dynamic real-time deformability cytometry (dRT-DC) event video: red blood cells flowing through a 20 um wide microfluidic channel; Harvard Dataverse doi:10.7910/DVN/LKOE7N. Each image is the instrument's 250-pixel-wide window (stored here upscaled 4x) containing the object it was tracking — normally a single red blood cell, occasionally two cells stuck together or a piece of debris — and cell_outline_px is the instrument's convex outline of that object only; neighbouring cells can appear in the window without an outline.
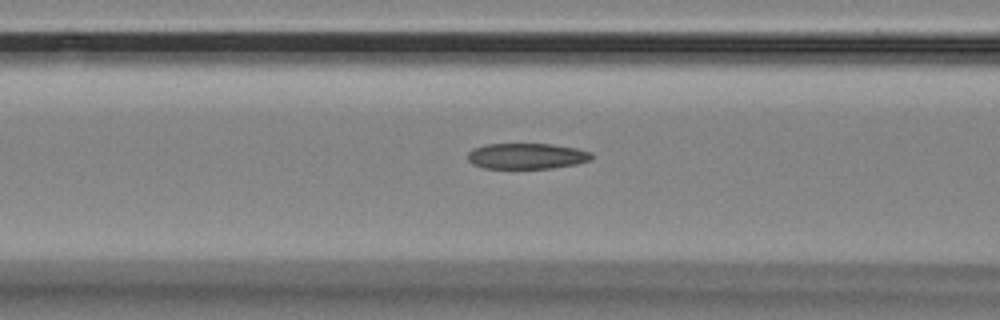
{"species": "Egyptian fruit bat (a non-hibernating species)", "species_latin": "Rousettus aegyptiacus", "temperature_condition": "room temperature", "stored_images_in_passage": 57, "camera_frame_rate_fps": 3000, "um_per_image_px": 0.085, "animal": {"sex": "female"}, "frame": {"image": 1, "passage_image": 23, "time_ms": 7.333, "image_size_px": [1000, 320], "cell_outline_px": [[592, 160], [576, 164], [552, 168], [484, 168], [472, 164], [468, 160], [468, 152], [472, 148], [484, 144], [552, 144], [576, 148], [592, 152]], "centroid_in_image_um": [44.76, 13.26], "position_along_channel_um": 121.8, "area_um2": 18.73}}
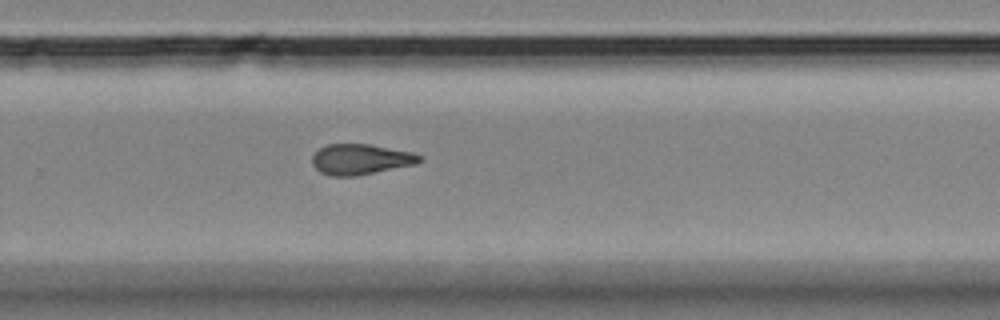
{"frame": {"image": 2, "passage_image": 38, "time_ms": 12.333, "image_size_px": [1000, 320], "cell_outline_px": [[424, 160], [416, 164], [352, 176], [328, 176], [320, 172], [312, 164], [312, 156], [320, 148], [328, 144], [368, 144], [412, 152], [424, 156]], "centroid_in_image_um": [30.66, 13.54], "position_along_channel_um": 299.1, "area_um2": 19.02}}
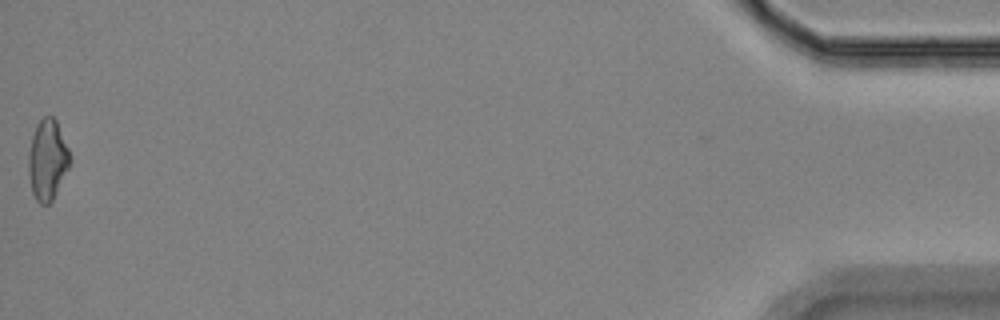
{"frame": {"image": 3, "passage_image": 57, "time_ms": 18.667, "image_size_px": [1000, 320], "cell_outline_px": [[72, 160], [52, 200], [48, 204], [40, 204], [36, 200], [32, 192], [28, 168], [28, 156], [32, 136], [36, 124], [44, 116], [52, 116], [56, 120], [68, 148]], "centroid_in_image_um": [4.03, 13.57], "position_along_channel_um": 431.2, "area_um2": 19.25}, "authors_computed_cell_mechanics": {"area_um2": 19.1896, "velocity_mm_per_s": 3.5456, "shape_relaxation_time_tau1_ms": null, "shape_relaxation_time_tau2_ms": 5.3969, "deformation_change_tau1": null, "deformation_change_tau2": 0.1505}}